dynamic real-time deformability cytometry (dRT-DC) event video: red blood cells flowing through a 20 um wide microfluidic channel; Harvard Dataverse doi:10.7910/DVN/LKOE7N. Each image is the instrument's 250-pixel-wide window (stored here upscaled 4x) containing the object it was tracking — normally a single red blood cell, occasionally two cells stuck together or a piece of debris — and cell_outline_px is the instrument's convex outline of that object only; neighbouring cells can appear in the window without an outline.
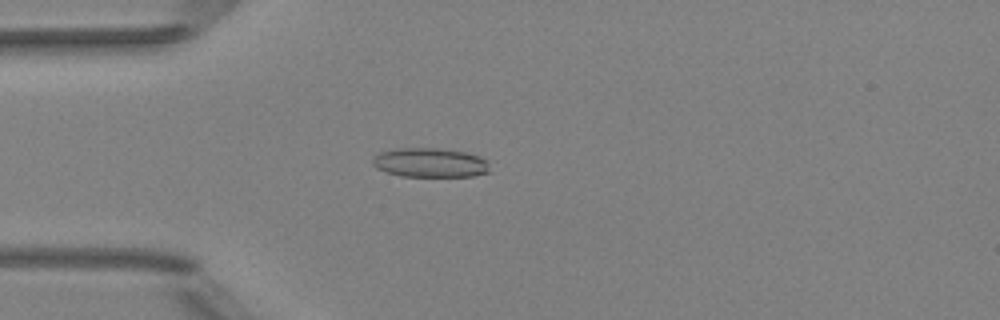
{"species": "Egyptian fruit bat (a non-hibernating species)", "species_latin": "Rousettus aegyptiacus", "temperature_condition": "room temperature", "stored_images_in_passage": 49, "camera_frame_rate_fps": 3000, "um_per_image_px": 0.085, "animal": {"sex": "female"}, "frame": {"image": 1, "passage_image": 12, "time_ms": 3.667, "image_size_px": [1000, 320], "cell_outline_px": [[488, 172], [472, 176], [400, 176], [384, 172], [376, 168], [372, 164], [372, 160], [380, 152], [400, 148], [436, 148], [464, 152], [480, 156], [488, 160]], "centroid_in_image_um": [36.54, 13.83], "position_along_channel_um": 48.5, "area_um2": 19.94}}
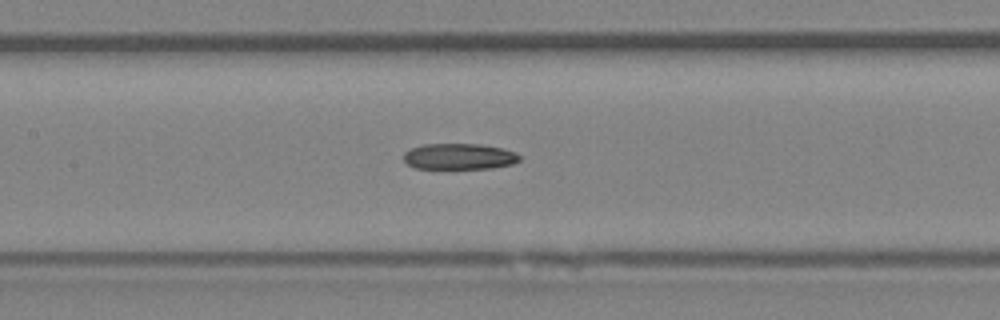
{"frame": {"image": 2, "passage_image": 22, "time_ms": 7.0, "image_size_px": [1000, 320], "cell_outline_px": [[520, 160], [512, 164], [492, 168], [416, 168], [408, 164], [404, 160], [404, 152], [412, 148], [424, 144], [480, 144], [500, 148], [516, 152], [520, 156]], "centroid_in_image_um": [39.04, 13.3], "position_along_channel_um": 168.4, "area_um2": 17.4}}
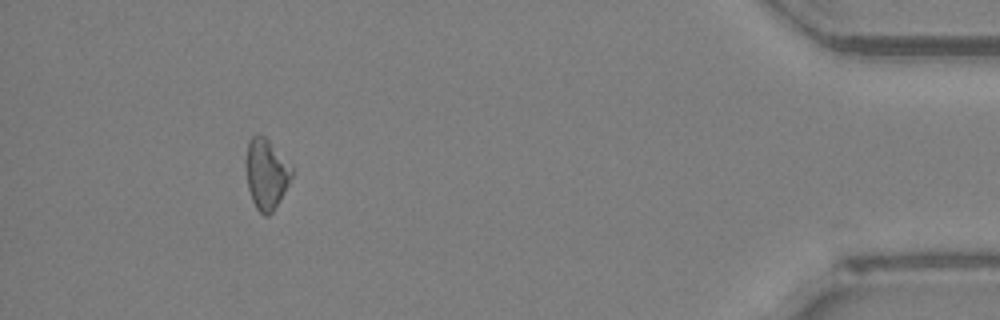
{"frame": {"image": 3, "passage_image": 45, "time_ms": 14.667, "image_size_px": [1000, 320], "cell_outline_px": [[292, 176], [288, 184], [272, 212], [268, 216], [264, 216], [256, 208], [252, 200], [248, 188], [244, 164], [248, 144], [252, 136], [264, 136], [292, 164]], "centroid_in_image_um": [22.62, 14.78], "position_along_channel_um": 412.6, "area_um2": 18.73}, "authors_computed_cell_mechanics": {"area_um2": 18.785, "velocity_mm_per_s": 4.0086, "shape_relaxation_time_tau1_ms": null, "shape_relaxation_time_tau2_ms": 5.8805, "deformation_change_tau1": null, "deformation_change_tau2": 0.1296}}